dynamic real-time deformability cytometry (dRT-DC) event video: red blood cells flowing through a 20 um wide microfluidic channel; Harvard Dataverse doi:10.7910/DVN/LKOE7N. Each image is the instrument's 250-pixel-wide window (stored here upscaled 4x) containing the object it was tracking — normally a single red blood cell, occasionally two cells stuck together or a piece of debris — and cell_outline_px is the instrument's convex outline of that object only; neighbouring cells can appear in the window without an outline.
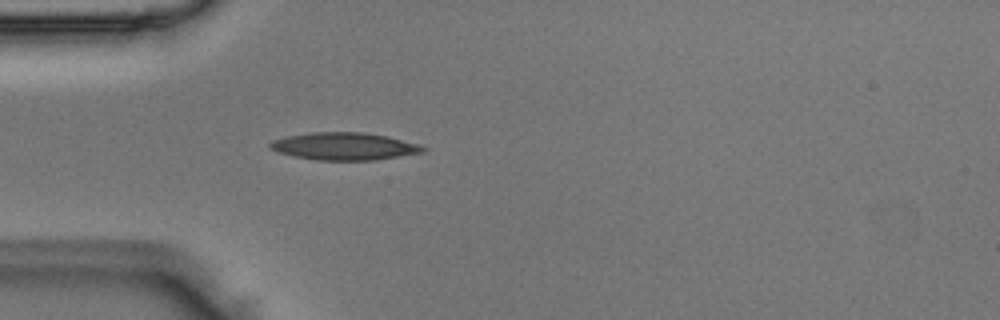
{"species": "Egyptian fruit bat (a non-hibernating species)", "species_latin": "Rousettus aegyptiacus", "temperature_condition": "room temperature", "stored_images_in_passage": 39, "camera_frame_rate_fps": 3000, "um_per_image_px": 0.085, "animal": {"sex": "male"}, "frame": {"image": 1, "passage_image": 7, "time_ms": 2.0, "image_size_px": [1000, 320], "cell_outline_px": [[428, 148], [424, 152], [376, 160], [316, 160], [276, 152], [268, 148], [268, 144], [272, 140], [288, 136], [312, 132], [364, 132], [388, 136], [420, 144]], "centroid_in_image_um": [29.28, 12.43], "position_along_channel_um": 55.7, "area_um2": 24.62}}
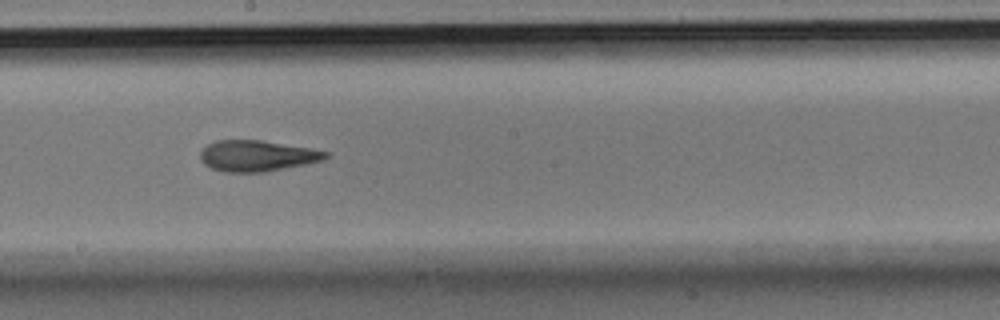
{"frame": {"image": 2, "passage_image": 20, "time_ms": 6.333, "image_size_px": [1000, 320], "cell_outline_px": [[332, 152], [324, 160], [308, 164], [264, 172], [224, 172], [212, 168], [204, 164], [200, 160], [200, 152], [208, 144], [216, 140], [260, 140]], "centroid_in_image_um": [21.86, 13.25], "position_along_channel_um": 226.3, "area_um2": 22.66}}
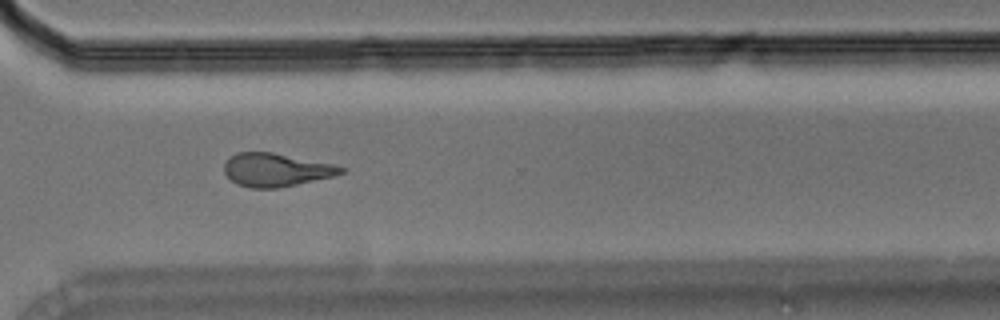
{"frame": {"image": 3, "passage_image": 29, "time_ms": 9.333, "image_size_px": [1000, 320], "cell_outline_px": [[348, 168], [344, 172], [332, 176], [280, 188], [248, 188], [236, 184], [224, 172], [224, 164], [236, 152], [272, 152], [332, 164]], "centroid_in_image_um": [23.45, 14.44], "position_along_channel_um": 347.1, "area_um2": 22.48}}